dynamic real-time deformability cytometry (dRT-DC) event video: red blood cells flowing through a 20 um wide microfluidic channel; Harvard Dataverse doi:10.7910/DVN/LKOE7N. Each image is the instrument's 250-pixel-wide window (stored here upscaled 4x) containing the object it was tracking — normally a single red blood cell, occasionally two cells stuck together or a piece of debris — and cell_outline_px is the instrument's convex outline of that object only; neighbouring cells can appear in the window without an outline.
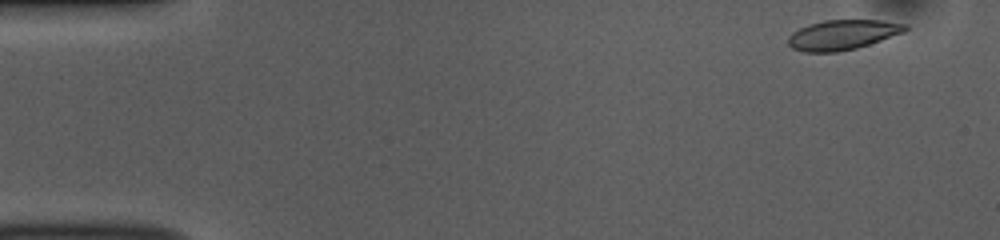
{"species": "common noctule bat (a hibernating species)", "species_latin": "Nyctalus noctula", "temperature_condition": "room temperature", "stored_images_in_passage": 49, "camera_frame_rate_fps": 3000, "um_per_image_px": 0.085, "animal": {"sex": "female", "body_mass_g": 10.0, "forearm_length_mm": 53.1}, "frame": {"image": 1, "passage_image": 1, "time_ms": 0.0, "image_size_px": [1000, 240], "cell_outline_px": [[908, 28], [904, 32], [856, 48], [836, 52], [804, 52], [792, 48], [788, 44], [788, 36], [792, 32], [808, 24], [824, 20], [880, 20], [908, 24]], "centroid_in_image_um": [71.59, 2.95], "position_along_channel_um": 13.4, "area_um2": 20.35}}
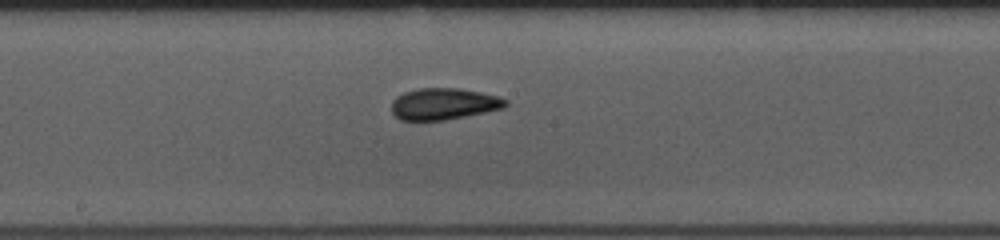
{"frame": {"image": 2, "passage_image": 25, "time_ms": 8.0, "image_size_px": [1000, 240], "cell_outline_px": [[508, 104], [504, 108], [444, 120], [400, 120], [392, 112], [392, 100], [396, 96], [404, 92], [420, 88], [460, 88], [500, 96], [508, 100]], "centroid_in_image_um": [37.73, 8.82], "position_along_channel_um": 210.5, "area_um2": 20.98}}
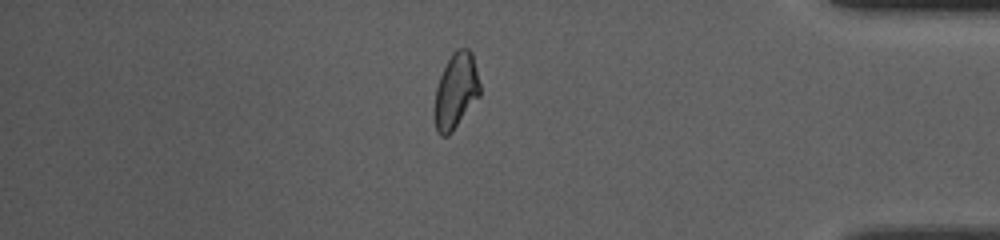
{"frame": {"image": 3, "passage_image": 42, "time_ms": 13.667, "image_size_px": [1000, 240], "cell_outline_px": [[480, 96], [452, 132], [448, 136], [440, 136], [436, 132], [436, 88], [440, 76], [452, 52], [456, 48], [468, 48], [472, 52], [480, 84]], "centroid_in_image_um": [38.78, 7.71], "position_along_channel_um": 396.4, "area_um2": 19.77}, "authors_computed_cell_mechanics": {"area_um2": 20.6346, "velocity_mm_per_s": 3.8394, "shape_relaxation_time_tau1_ms": 3.7159, "shape_relaxation_time_tau2_ms": 2.298, "deformation_change_tau1": 0.1027, "deformation_change_tau2": 0.0674}}